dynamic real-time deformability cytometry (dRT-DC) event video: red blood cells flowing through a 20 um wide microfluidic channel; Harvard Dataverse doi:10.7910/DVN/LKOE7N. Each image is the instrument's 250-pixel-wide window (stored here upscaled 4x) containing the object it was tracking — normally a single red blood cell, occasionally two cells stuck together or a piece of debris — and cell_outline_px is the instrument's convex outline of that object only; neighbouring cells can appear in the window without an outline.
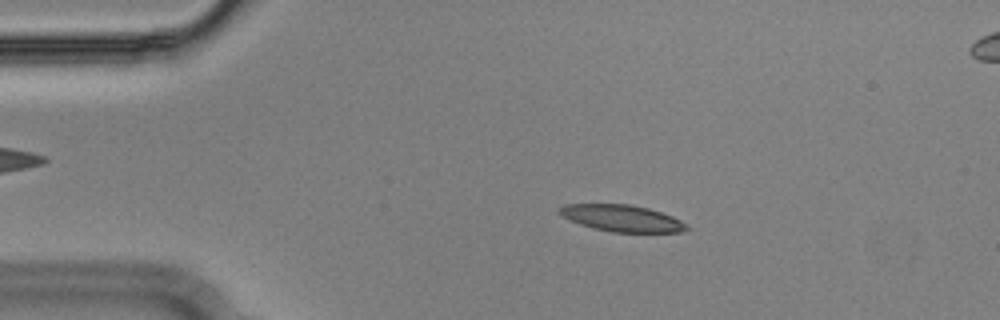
{"species": "Egyptian fruit bat (a non-hibernating species)", "species_latin": "Rousettus aegyptiacus", "temperature_condition": "cold", "stored_images_in_passage": 54, "camera_frame_rate_fps": 3000, "um_per_image_px": 0.085, "animal": {"sex": "male"}, "frame": {"image": 1, "passage_image": 10, "time_ms": 3.0, "image_size_px": [1000, 320], "cell_outline_px": [[692, 228], [680, 232], [612, 232], [592, 228], [568, 220], [560, 216], [556, 212], [556, 208], [564, 204], [628, 204], [648, 208], [672, 216], [688, 224]], "centroid_in_image_um": [52.81, 18.55], "position_along_channel_um": 32.2, "area_um2": 20.06}}
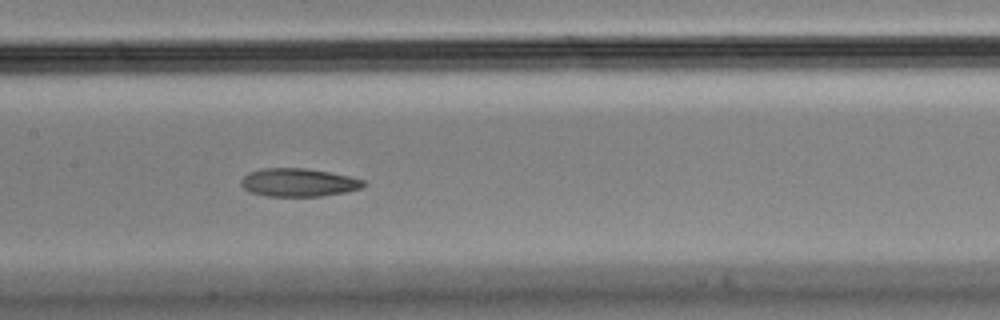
{"frame": {"image": 2, "passage_image": 26, "time_ms": 8.333, "image_size_px": [1000, 320], "cell_outline_px": [[364, 184], [360, 188], [344, 192], [320, 196], [268, 196], [248, 192], [240, 184], [240, 180], [248, 172], [260, 168], [304, 168], [328, 172], [348, 176], [364, 180]], "centroid_in_image_um": [25.29, 15.5], "position_along_channel_um": 182.1, "area_um2": 20.0}}
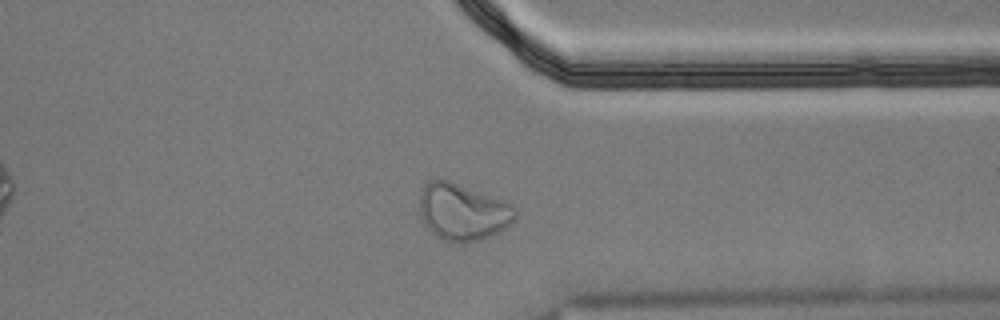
{"frame": {"image": 3, "passage_image": 42, "time_ms": 13.667, "image_size_px": [1000, 320], "cell_outline_px": [[516, 220], [500, 232], [480, 240], [464, 244], [460, 244], [444, 240], [436, 236], [424, 224], [420, 216], [420, 196], [424, 184], [428, 180], [448, 180], [512, 204], [516, 208]], "centroid_in_image_um": [39.34, 18.05], "position_along_channel_um": 372.1, "area_um2": 31.79}, "authors_computed_cell_mechanics": {"area_um2": 20.9814, "velocity_mm_per_s": 3.6145, "shape_relaxation_time_tau1_ms": null, "shape_relaxation_time_tau2_ms": 5.054, "deformation_change_tau1": null, "deformation_change_tau2": 0.1026}}